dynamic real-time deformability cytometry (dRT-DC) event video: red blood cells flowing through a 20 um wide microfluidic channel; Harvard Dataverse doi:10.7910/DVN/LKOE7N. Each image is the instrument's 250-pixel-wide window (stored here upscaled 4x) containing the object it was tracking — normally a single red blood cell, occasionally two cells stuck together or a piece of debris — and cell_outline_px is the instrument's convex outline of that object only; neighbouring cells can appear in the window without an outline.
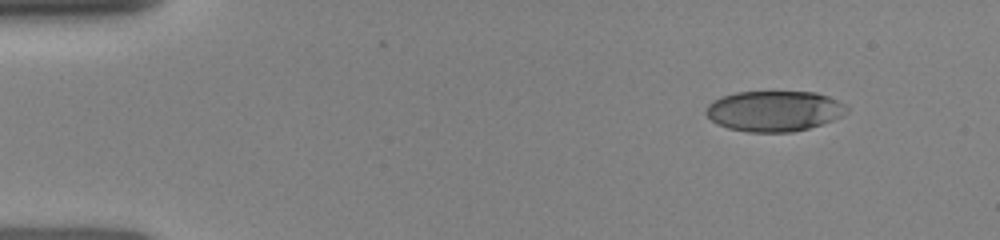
{"species": "human", "species_latin": "Homo sapiens", "temperature_condition": "room temperature", "stored_images_in_passage": 60, "camera_frame_rate_fps": 3000, "um_per_image_px": 0.085, "donor": {"sex": "female"}, "frame": {"image": 1, "passage_image": 1, "time_ms": 0.0, "image_size_px": [1000, 240], "cell_outline_px": [[848, 112], [832, 120], [808, 128], [792, 132], [748, 132], [728, 128], [716, 124], [704, 112], [704, 108], [712, 100], [736, 92], [816, 92], [828, 96], [844, 104], [848, 108]], "centroid_in_image_um": [65.77, 9.44], "position_along_channel_um": 19.2, "area_um2": 33.23}}
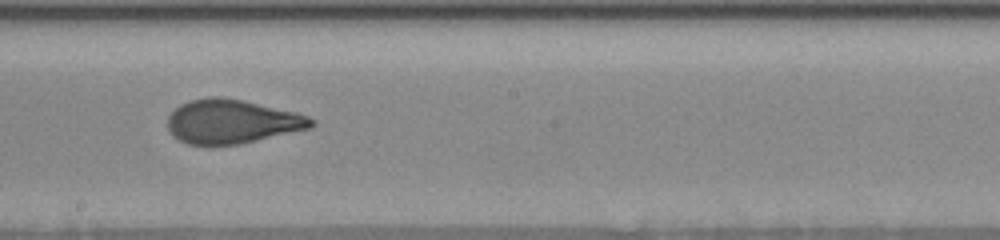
{"frame": {"image": 2, "passage_image": 35, "time_ms": 7.333, "image_size_px": [1000, 240], "cell_outline_px": [[316, 124], [312, 128], [240, 144], [188, 144], [172, 136], [168, 132], [168, 116], [180, 104], [192, 100], [208, 96], [220, 96], [244, 100], [296, 112], [308, 116], [316, 120]], "centroid_in_image_um": [19.74, 10.32], "position_along_channel_um": 228.5, "area_um2": 36.99}}
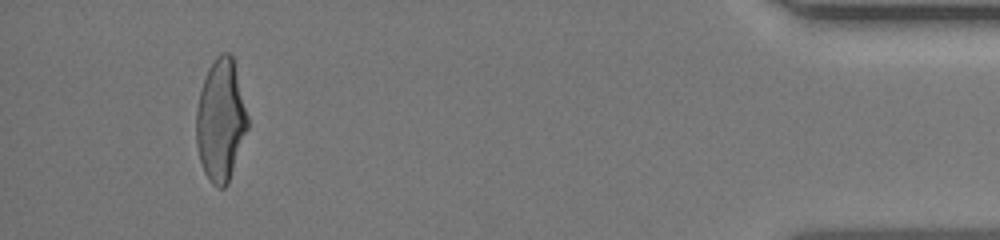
{"frame": {"image": 3, "passage_image": 56, "time_ms": 13.333, "image_size_px": [1000, 240], "cell_outline_px": [[248, 128], [228, 184], [224, 188], [216, 188], [212, 184], [204, 172], [200, 160], [196, 144], [196, 112], [200, 88], [208, 68], [216, 56], [220, 52], [228, 52], [232, 56], [248, 116]], "centroid_in_image_um": [18.75, 10.24], "position_along_channel_um": 416.5, "area_um2": 36.59}}